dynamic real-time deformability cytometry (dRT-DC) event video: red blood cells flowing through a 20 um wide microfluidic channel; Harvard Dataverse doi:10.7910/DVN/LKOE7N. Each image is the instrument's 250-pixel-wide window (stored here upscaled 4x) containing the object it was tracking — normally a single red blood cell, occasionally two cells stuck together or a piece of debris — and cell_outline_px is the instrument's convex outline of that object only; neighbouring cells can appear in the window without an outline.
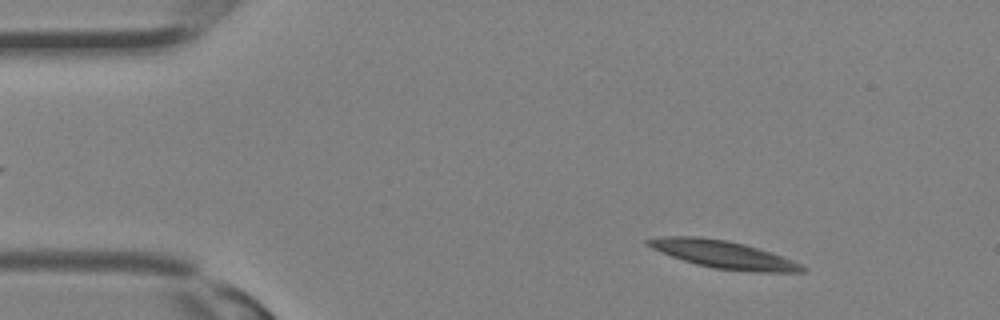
{"species": "Egyptian fruit bat (a non-hibernating species)", "species_latin": "Rousettus aegyptiacus", "temperature_condition": "room temperature", "stored_images_in_passage": 9, "camera_frame_rate_fps": 3000, "um_per_image_px": 0.085, "animal": {"sex": "female"}, "frame": {"image": 1, "passage_image": 3, "time_ms": 0.667, "image_size_px": [1000, 320], "cell_outline_px": [[808, 268], [804, 272], [756, 272], [716, 268], [696, 264], [660, 252], [644, 244], [644, 240], [664, 236], [700, 236], [728, 240], [744, 244], [772, 252], [792, 260]], "centroid_in_image_um": [61.48, 21.62], "position_along_channel_um": 23.5, "area_um2": 24.8}}
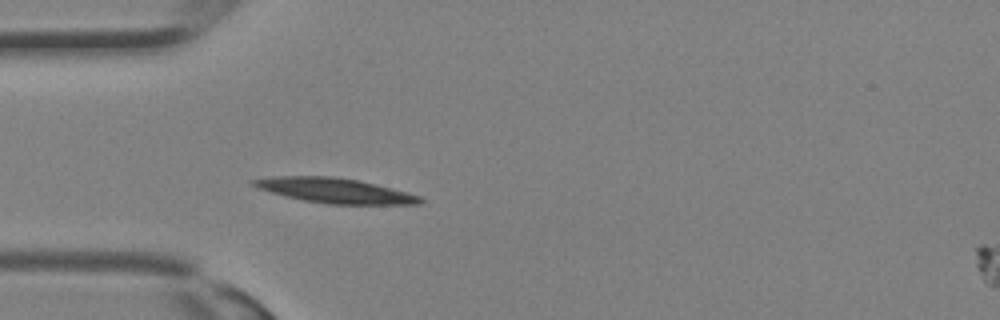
{"frame": {"image": 2, "passage_image": 8, "time_ms": 2.333, "image_size_px": [1000, 320], "cell_outline_px": [[424, 200], [420, 204], [328, 204], [304, 200], [284, 196], [260, 188], [252, 184], [248, 180], [272, 176], [336, 176], [360, 180], [408, 192], [420, 196]], "centroid_in_image_um": [28.48, 16.18], "position_along_channel_um": 56.5, "area_um2": 24.22}}